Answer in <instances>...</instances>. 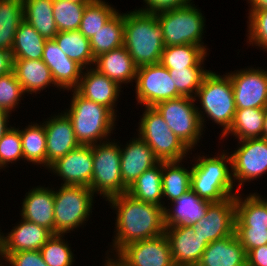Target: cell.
Returning <instances> with one entry per match:
<instances>
[{"mask_svg": "<svg viewBox=\"0 0 267 266\" xmlns=\"http://www.w3.org/2000/svg\"><path fill=\"white\" fill-rule=\"evenodd\" d=\"M182 162L185 163L186 161L181 160L163 162V207L166 206V202L169 203V201L172 202L175 199H178L182 194L191 188L192 168L190 166L187 168L184 167L185 165Z\"/></svg>", "mask_w": 267, "mask_h": 266, "instance_id": "obj_29", "label": "cell"}, {"mask_svg": "<svg viewBox=\"0 0 267 266\" xmlns=\"http://www.w3.org/2000/svg\"><path fill=\"white\" fill-rule=\"evenodd\" d=\"M24 20L46 40L59 32L53 16V0H23Z\"/></svg>", "mask_w": 267, "mask_h": 266, "instance_id": "obj_34", "label": "cell"}, {"mask_svg": "<svg viewBox=\"0 0 267 266\" xmlns=\"http://www.w3.org/2000/svg\"><path fill=\"white\" fill-rule=\"evenodd\" d=\"M237 143L235 150L229 153L233 182L240 192L246 182L250 183L267 174V139L250 138Z\"/></svg>", "mask_w": 267, "mask_h": 266, "instance_id": "obj_11", "label": "cell"}, {"mask_svg": "<svg viewBox=\"0 0 267 266\" xmlns=\"http://www.w3.org/2000/svg\"><path fill=\"white\" fill-rule=\"evenodd\" d=\"M249 9H267V0H247Z\"/></svg>", "mask_w": 267, "mask_h": 266, "instance_id": "obj_53", "label": "cell"}, {"mask_svg": "<svg viewBox=\"0 0 267 266\" xmlns=\"http://www.w3.org/2000/svg\"><path fill=\"white\" fill-rule=\"evenodd\" d=\"M194 101H199L196 108L204 132L206 130L205 123L207 120H211L213 125L216 124L219 126L218 128L222 127L221 133H219V138H221L229 130L236 112L230 77L226 73L220 75L218 72L210 70L204 77Z\"/></svg>", "mask_w": 267, "mask_h": 266, "instance_id": "obj_5", "label": "cell"}, {"mask_svg": "<svg viewBox=\"0 0 267 266\" xmlns=\"http://www.w3.org/2000/svg\"><path fill=\"white\" fill-rule=\"evenodd\" d=\"M262 138L267 139V107L265 108L264 126H263Z\"/></svg>", "mask_w": 267, "mask_h": 266, "instance_id": "obj_54", "label": "cell"}, {"mask_svg": "<svg viewBox=\"0 0 267 266\" xmlns=\"http://www.w3.org/2000/svg\"><path fill=\"white\" fill-rule=\"evenodd\" d=\"M197 154L192 156L194 160H189L192 165L191 189L200 198L209 202H219L235 197L238 191L235 189L232 178L229 151L221 149L212 157L204 152L202 153L204 155Z\"/></svg>", "mask_w": 267, "mask_h": 266, "instance_id": "obj_2", "label": "cell"}, {"mask_svg": "<svg viewBox=\"0 0 267 266\" xmlns=\"http://www.w3.org/2000/svg\"><path fill=\"white\" fill-rule=\"evenodd\" d=\"M65 234H53L40 248L44 262L48 266H73L75 254ZM70 245V246H69Z\"/></svg>", "mask_w": 267, "mask_h": 266, "instance_id": "obj_40", "label": "cell"}, {"mask_svg": "<svg viewBox=\"0 0 267 266\" xmlns=\"http://www.w3.org/2000/svg\"><path fill=\"white\" fill-rule=\"evenodd\" d=\"M168 71L177 91L182 96L194 98L210 68L207 70L205 67H188Z\"/></svg>", "mask_w": 267, "mask_h": 266, "instance_id": "obj_42", "label": "cell"}, {"mask_svg": "<svg viewBox=\"0 0 267 266\" xmlns=\"http://www.w3.org/2000/svg\"><path fill=\"white\" fill-rule=\"evenodd\" d=\"M236 109L267 107V69L248 66L230 72Z\"/></svg>", "mask_w": 267, "mask_h": 266, "instance_id": "obj_13", "label": "cell"}, {"mask_svg": "<svg viewBox=\"0 0 267 266\" xmlns=\"http://www.w3.org/2000/svg\"><path fill=\"white\" fill-rule=\"evenodd\" d=\"M2 229L0 228V257H2V235H3Z\"/></svg>", "mask_w": 267, "mask_h": 266, "instance_id": "obj_56", "label": "cell"}, {"mask_svg": "<svg viewBox=\"0 0 267 266\" xmlns=\"http://www.w3.org/2000/svg\"><path fill=\"white\" fill-rule=\"evenodd\" d=\"M87 4L53 0V16L59 32L78 30Z\"/></svg>", "mask_w": 267, "mask_h": 266, "instance_id": "obj_41", "label": "cell"}, {"mask_svg": "<svg viewBox=\"0 0 267 266\" xmlns=\"http://www.w3.org/2000/svg\"><path fill=\"white\" fill-rule=\"evenodd\" d=\"M234 232L246 253L251 249L267 245L266 227H235Z\"/></svg>", "mask_w": 267, "mask_h": 266, "instance_id": "obj_46", "label": "cell"}, {"mask_svg": "<svg viewBox=\"0 0 267 266\" xmlns=\"http://www.w3.org/2000/svg\"><path fill=\"white\" fill-rule=\"evenodd\" d=\"M13 58L10 51L0 48V76L12 71Z\"/></svg>", "mask_w": 267, "mask_h": 266, "instance_id": "obj_50", "label": "cell"}, {"mask_svg": "<svg viewBox=\"0 0 267 266\" xmlns=\"http://www.w3.org/2000/svg\"><path fill=\"white\" fill-rule=\"evenodd\" d=\"M23 20V0H0V48L11 52L17 28Z\"/></svg>", "mask_w": 267, "mask_h": 266, "instance_id": "obj_38", "label": "cell"}, {"mask_svg": "<svg viewBox=\"0 0 267 266\" xmlns=\"http://www.w3.org/2000/svg\"><path fill=\"white\" fill-rule=\"evenodd\" d=\"M119 256L129 266H174L165 234L126 245Z\"/></svg>", "mask_w": 267, "mask_h": 266, "instance_id": "obj_16", "label": "cell"}, {"mask_svg": "<svg viewBox=\"0 0 267 266\" xmlns=\"http://www.w3.org/2000/svg\"><path fill=\"white\" fill-rule=\"evenodd\" d=\"M5 262L6 266H48L44 262L40 250L10 253L5 258Z\"/></svg>", "mask_w": 267, "mask_h": 266, "instance_id": "obj_47", "label": "cell"}, {"mask_svg": "<svg viewBox=\"0 0 267 266\" xmlns=\"http://www.w3.org/2000/svg\"><path fill=\"white\" fill-rule=\"evenodd\" d=\"M42 61L51 70L59 92L78 87L83 68L63 53L54 39L46 40Z\"/></svg>", "mask_w": 267, "mask_h": 266, "instance_id": "obj_22", "label": "cell"}, {"mask_svg": "<svg viewBox=\"0 0 267 266\" xmlns=\"http://www.w3.org/2000/svg\"><path fill=\"white\" fill-rule=\"evenodd\" d=\"M115 8L117 7L105 0H93L85 7L78 30L86 38L91 39L118 11Z\"/></svg>", "mask_w": 267, "mask_h": 266, "instance_id": "obj_39", "label": "cell"}, {"mask_svg": "<svg viewBox=\"0 0 267 266\" xmlns=\"http://www.w3.org/2000/svg\"><path fill=\"white\" fill-rule=\"evenodd\" d=\"M162 170L163 162H159L145 171L128 187L127 194L139 201L163 207Z\"/></svg>", "mask_w": 267, "mask_h": 266, "instance_id": "obj_31", "label": "cell"}, {"mask_svg": "<svg viewBox=\"0 0 267 266\" xmlns=\"http://www.w3.org/2000/svg\"><path fill=\"white\" fill-rule=\"evenodd\" d=\"M58 189V190H57ZM97 196L86 186L60 185L54 187L55 234H71L92 217ZM95 201V202H94Z\"/></svg>", "mask_w": 267, "mask_h": 266, "instance_id": "obj_6", "label": "cell"}, {"mask_svg": "<svg viewBox=\"0 0 267 266\" xmlns=\"http://www.w3.org/2000/svg\"><path fill=\"white\" fill-rule=\"evenodd\" d=\"M72 92L70 105L62 110L71 120L80 145H94L111 139L118 117L106 106Z\"/></svg>", "mask_w": 267, "mask_h": 266, "instance_id": "obj_4", "label": "cell"}, {"mask_svg": "<svg viewBox=\"0 0 267 266\" xmlns=\"http://www.w3.org/2000/svg\"><path fill=\"white\" fill-rule=\"evenodd\" d=\"M209 53L201 46L185 44L167 46L161 54L160 64L168 70L188 67H206L205 61Z\"/></svg>", "mask_w": 267, "mask_h": 266, "instance_id": "obj_33", "label": "cell"}, {"mask_svg": "<svg viewBox=\"0 0 267 266\" xmlns=\"http://www.w3.org/2000/svg\"><path fill=\"white\" fill-rule=\"evenodd\" d=\"M11 126L0 140V170L7 169L9 164L23 161L22 143L19 127Z\"/></svg>", "mask_w": 267, "mask_h": 266, "instance_id": "obj_45", "label": "cell"}, {"mask_svg": "<svg viewBox=\"0 0 267 266\" xmlns=\"http://www.w3.org/2000/svg\"><path fill=\"white\" fill-rule=\"evenodd\" d=\"M121 88L124 86L121 87L94 67H89L83 69L79 85L75 90L84 98L106 106L118 116V99L123 92Z\"/></svg>", "mask_w": 267, "mask_h": 266, "instance_id": "obj_18", "label": "cell"}, {"mask_svg": "<svg viewBox=\"0 0 267 266\" xmlns=\"http://www.w3.org/2000/svg\"><path fill=\"white\" fill-rule=\"evenodd\" d=\"M93 67L121 87L135 82L137 66L124 46L96 57Z\"/></svg>", "mask_w": 267, "mask_h": 266, "instance_id": "obj_25", "label": "cell"}, {"mask_svg": "<svg viewBox=\"0 0 267 266\" xmlns=\"http://www.w3.org/2000/svg\"><path fill=\"white\" fill-rule=\"evenodd\" d=\"M174 266H197L208 243L192 226L166 227Z\"/></svg>", "mask_w": 267, "mask_h": 266, "instance_id": "obj_20", "label": "cell"}, {"mask_svg": "<svg viewBox=\"0 0 267 266\" xmlns=\"http://www.w3.org/2000/svg\"><path fill=\"white\" fill-rule=\"evenodd\" d=\"M264 115L265 108L236 109L229 130L219 138V140L224 142V139H228L229 135L233 136L236 141L261 138L264 126Z\"/></svg>", "mask_w": 267, "mask_h": 266, "instance_id": "obj_30", "label": "cell"}, {"mask_svg": "<svg viewBox=\"0 0 267 266\" xmlns=\"http://www.w3.org/2000/svg\"><path fill=\"white\" fill-rule=\"evenodd\" d=\"M137 67L158 64L164 50L156 14L136 9L124 13V45Z\"/></svg>", "mask_w": 267, "mask_h": 266, "instance_id": "obj_3", "label": "cell"}, {"mask_svg": "<svg viewBox=\"0 0 267 266\" xmlns=\"http://www.w3.org/2000/svg\"><path fill=\"white\" fill-rule=\"evenodd\" d=\"M53 39L62 52L83 69L94 66L95 58L91 51L90 39L79 30L58 32Z\"/></svg>", "mask_w": 267, "mask_h": 266, "instance_id": "obj_35", "label": "cell"}, {"mask_svg": "<svg viewBox=\"0 0 267 266\" xmlns=\"http://www.w3.org/2000/svg\"><path fill=\"white\" fill-rule=\"evenodd\" d=\"M247 45L267 52V9H248Z\"/></svg>", "mask_w": 267, "mask_h": 266, "instance_id": "obj_43", "label": "cell"}, {"mask_svg": "<svg viewBox=\"0 0 267 266\" xmlns=\"http://www.w3.org/2000/svg\"><path fill=\"white\" fill-rule=\"evenodd\" d=\"M73 3H78V4H89L91 3L93 0H67Z\"/></svg>", "mask_w": 267, "mask_h": 266, "instance_id": "obj_55", "label": "cell"}, {"mask_svg": "<svg viewBox=\"0 0 267 266\" xmlns=\"http://www.w3.org/2000/svg\"><path fill=\"white\" fill-rule=\"evenodd\" d=\"M120 154L121 177L127 188L141 174L160 162L153 150L138 135L127 141L125 145L120 143Z\"/></svg>", "mask_w": 267, "mask_h": 266, "instance_id": "obj_19", "label": "cell"}, {"mask_svg": "<svg viewBox=\"0 0 267 266\" xmlns=\"http://www.w3.org/2000/svg\"><path fill=\"white\" fill-rule=\"evenodd\" d=\"M12 70L25 94L37 95L47 87L49 89L50 86L58 88L51 70L42 59H13Z\"/></svg>", "mask_w": 267, "mask_h": 266, "instance_id": "obj_27", "label": "cell"}, {"mask_svg": "<svg viewBox=\"0 0 267 266\" xmlns=\"http://www.w3.org/2000/svg\"><path fill=\"white\" fill-rule=\"evenodd\" d=\"M192 227L195 234L208 244L232 235L235 230V197L211 202L205 216Z\"/></svg>", "mask_w": 267, "mask_h": 266, "instance_id": "obj_15", "label": "cell"}, {"mask_svg": "<svg viewBox=\"0 0 267 266\" xmlns=\"http://www.w3.org/2000/svg\"><path fill=\"white\" fill-rule=\"evenodd\" d=\"M194 3L156 14L162 28L164 46L192 44L210 51L204 45L206 17ZM205 30V31H204ZM209 50V51H208Z\"/></svg>", "mask_w": 267, "mask_h": 266, "instance_id": "obj_7", "label": "cell"}, {"mask_svg": "<svg viewBox=\"0 0 267 266\" xmlns=\"http://www.w3.org/2000/svg\"><path fill=\"white\" fill-rule=\"evenodd\" d=\"M192 3H194L193 0H143L144 5L140 8L136 7V10L144 13L157 14L174 8L188 6Z\"/></svg>", "mask_w": 267, "mask_h": 266, "instance_id": "obj_48", "label": "cell"}, {"mask_svg": "<svg viewBox=\"0 0 267 266\" xmlns=\"http://www.w3.org/2000/svg\"><path fill=\"white\" fill-rule=\"evenodd\" d=\"M246 258L247 266H267V245L249 250Z\"/></svg>", "mask_w": 267, "mask_h": 266, "instance_id": "obj_49", "label": "cell"}, {"mask_svg": "<svg viewBox=\"0 0 267 266\" xmlns=\"http://www.w3.org/2000/svg\"><path fill=\"white\" fill-rule=\"evenodd\" d=\"M46 39L23 20L17 28L11 54L13 59H42Z\"/></svg>", "mask_w": 267, "mask_h": 266, "instance_id": "obj_37", "label": "cell"}, {"mask_svg": "<svg viewBox=\"0 0 267 266\" xmlns=\"http://www.w3.org/2000/svg\"><path fill=\"white\" fill-rule=\"evenodd\" d=\"M46 132V170L57 159L77 148L78 143L73 125L63 112L51 114L42 121Z\"/></svg>", "mask_w": 267, "mask_h": 266, "instance_id": "obj_17", "label": "cell"}, {"mask_svg": "<svg viewBox=\"0 0 267 266\" xmlns=\"http://www.w3.org/2000/svg\"><path fill=\"white\" fill-rule=\"evenodd\" d=\"M59 177L61 185H81L90 188L93 174L92 145H79L67 155L57 159L47 169Z\"/></svg>", "mask_w": 267, "mask_h": 266, "instance_id": "obj_14", "label": "cell"}, {"mask_svg": "<svg viewBox=\"0 0 267 266\" xmlns=\"http://www.w3.org/2000/svg\"><path fill=\"white\" fill-rule=\"evenodd\" d=\"M197 266H247L245 249L235 232L208 244Z\"/></svg>", "mask_w": 267, "mask_h": 266, "instance_id": "obj_26", "label": "cell"}, {"mask_svg": "<svg viewBox=\"0 0 267 266\" xmlns=\"http://www.w3.org/2000/svg\"><path fill=\"white\" fill-rule=\"evenodd\" d=\"M211 202L200 198L191 188L164 207L165 227L192 226L205 216Z\"/></svg>", "mask_w": 267, "mask_h": 266, "instance_id": "obj_24", "label": "cell"}, {"mask_svg": "<svg viewBox=\"0 0 267 266\" xmlns=\"http://www.w3.org/2000/svg\"><path fill=\"white\" fill-rule=\"evenodd\" d=\"M154 108L164 118L173 133L190 149L197 150L204 130L194 98L182 96L162 101Z\"/></svg>", "mask_w": 267, "mask_h": 266, "instance_id": "obj_10", "label": "cell"}, {"mask_svg": "<svg viewBox=\"0 0 267 266\" xmlns=\"http://www.w3.org/2000/svg\"><path fill=\"white\" fill-rule=\"evenodd\" d=\"M24 98L22 85L18 82L13 70L0 76V109L12 114L15 110L17 111L16 108H19Z\"/></svg>", "mask_w": 267, "mask_h": 266, "instance_id": "obj_44", "label": "cell"}, {"mask_svg": "<svg viewBox=\"0 0 267 266\" xmlns=\"http://www.w3.org/2000/svg\"><path fill=\"white\" fill-rule=\"evenodd\" d=\"M51 187V188H50ZM38 185L28 189L20 208L21 218L48 229L55 234L54 187Z\"/></svg>", "mask_w": 267, "mask_h": 266, "instance_id": "obj_21", "label": "cell"}, {"mask_svg": "<svg viewBox=\"0 0 267 266\" xmlns=\"http://www.w3.org/2000/svg\"><path fill=\"white\" fill-rule=\"evenodd\" d=\"M235 227L267 228V200L261 193L236 194Z\"/></svg>", "mask_w": 267, "mask_h": 266, "instance_id": "obj_28", "label": "cell"}, {"mask_svg": "<svg viewBox=\"0 0 267 266\" xmlns=\"http://www.w3.org/2000/svg\"><path fill=\"white\" fill-rule=\"evenodd\" d=\"M106 201L116 214L113 239L106 252L118 254L130 243L165 234L164 207L139 201L127 193Z\"/></svg>", "mask_w": 267, "mask_h": 266, "instance_id": "obj_1", "label": "cell"}, {"mask_svg": "<svg viewBox=\"0 0 267 266\" xmlns=\"http://www.w3.org/2000/svg\"><path fill=\"white\" fill-rule=\"evenodd\" d=\"M10 116L8 112L0 109V140L4 136V134L11 128L12 125H9ZM9 119V120H8ZM9 126V127H8Z\"/></svg>", "mask_w": 267, "mask_h": 266, "instance_id": "obj_52", "label": "cell"}, {"mask_svg": "<svg viewBox=\"0 0 267 266\" xmlns=\"http://www.w3.org/2000/svg\"><path fill=\"white\" fill-rule=\"evenodd\" d=\"M134 83L136 104L143 107H154L162 101L182 97L168 69L160 63L137 67Z\"/></svg>", "mask_w": 267, "mask_h": 266, "instance_id": "obj_12", "label": "cell"}, {"mask_svg": "<svg viewBox=\"0 0 267 266\" xmlns=\"http://www.w3.org/2000/svg\"><path fill=\"white\" fill-rule=\"evenodd\" d=\"M23 161L46 169V132L41 121L31 122L24 128H20Z\"/></svg>", "mask_w": 267, "mask_h": 266, "instance_id": "obj_32", "label": "cell"}, {"mask_svg": "<svg viewBox=\"0 0 267 266\" xmlns=\"http://www.w3.org/2000/svg\"><path fill=\"white\" fill-rule=\"evenodd\" d=\"M124 45V13L119 10L90 39L94 58Z\"/></svg>", "mask_w": 267, "mask_h": 266, "instance_id": "obj_36", "label": "cell"}, {"mask_svg": "<svg viewBox=\"0 0 267 266\" xmlns=\"http://www.w3.org/2000/svg\"><path fill=\"white\" fill-rule=\"evenodd\" d=\"M105 259H103V266H129L121 256L116 253L105 252ZM112 256V257H111ZM105 260V261H104Z\"/></svg>", "mask_w": 267, "mask_h": 266, "instance_id": "obj_51", "label": "cell"}, {"mask_svg": "<svg viewBox=\"0 0 267 266\" xmlns=\"http://www.w3.org/2000/svg\"><path fill=\"white\" fill-rule=\"evenodd\" d=\"M0 266H6V262L3 257H0Z\"/></svg>", "mask_w": 267, "mask_h": 266, "instance_id": "obj_57", "label": "cell"}, {"mask_svg": "<svg viewBox=\"0 0 267 266\" xmlns=\"http://www.w3.org/2000/svg\"><path fill=\"white\" fill-rule=\"evenodd\" d=\"M109 139L92 145L93 174L90 189L105 201L116 195L127 193L123 184L120 165V142Z\"/></svg>", "mask_w": 267, "mask_h": 266, "instance_id": "obj_9", "label": "cell"}, {"mask_svg": "<svg viewBox=\"0 0 267 266\" xmlns=\"http://www.w3.org/2000/svg\"><path fill=\"white\" fill-rule=\"evenodd\" d=\"M2 235V257L5 259L10 253L19 251L40 250L53 235L48 229L29 222L23 218Z\"/></svg>", "mask_w": 267, "mask_h": 266, "instance_id": "obj_23", "label": "cell"}, {"mask_svg": "<svg viewBox=\"0 0 267 266\" xmlns=\"http://www.w3.org/2000/svg\"><path fill=\"white\" fill-rule=\"evenodd\" d=\"M138 122L137 134L153 150L160 162L187 160L190 150L169 128L154 107H144ZM189 155V156H188Z\"/></svg>", "mask_w": 267, "mask_h": 266, "instance_id": "obj_8", "label": "cell"}]
</instances>
